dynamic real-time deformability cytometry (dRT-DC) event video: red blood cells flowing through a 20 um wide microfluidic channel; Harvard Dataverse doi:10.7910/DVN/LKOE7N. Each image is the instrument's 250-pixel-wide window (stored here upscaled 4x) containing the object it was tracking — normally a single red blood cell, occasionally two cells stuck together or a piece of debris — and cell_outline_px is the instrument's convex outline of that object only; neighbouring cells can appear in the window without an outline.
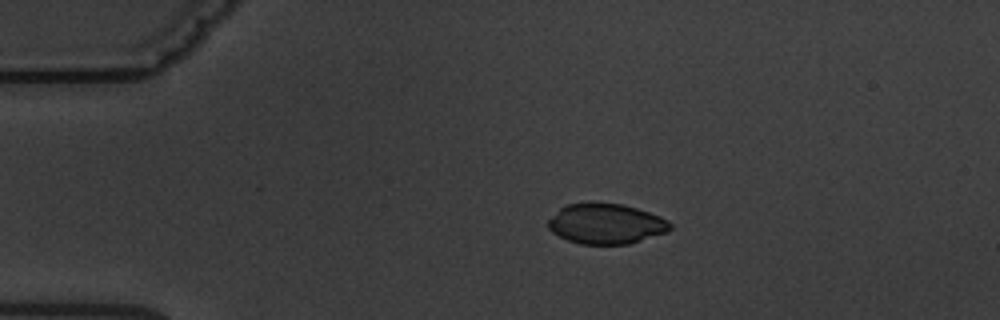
{"species": "common noctule bat (a hibernating species)", "species_latin": "Nyctalus noctula", "temperature_condition": "warm", "stored_images_in_passage": 3, "camera_frame_rate_fps": 3000, "um_per_image_px": 0.085, "animal": {"sex": "male", "body_mass_g": 19.5, "forearm_length_mm": 54.6}, "frame": {"image": 1, "passage_image": 2, "time_ms": 1.667, "image_size_px": [1000, 320], "cell_outline_px": [[672, 228], [668, 232], [628, 244], [580, 244], [568, 240], [552, 232], [548, 228], [548, 220], [560, 208], [568, 204], [588, 200], [624, 204], [660, 216], [668, 220], [672, 224]], "centroid_in_image_um": [51.51, 18.99], "position_along_channel_um": 33.5, "area_um2": 29.13}}